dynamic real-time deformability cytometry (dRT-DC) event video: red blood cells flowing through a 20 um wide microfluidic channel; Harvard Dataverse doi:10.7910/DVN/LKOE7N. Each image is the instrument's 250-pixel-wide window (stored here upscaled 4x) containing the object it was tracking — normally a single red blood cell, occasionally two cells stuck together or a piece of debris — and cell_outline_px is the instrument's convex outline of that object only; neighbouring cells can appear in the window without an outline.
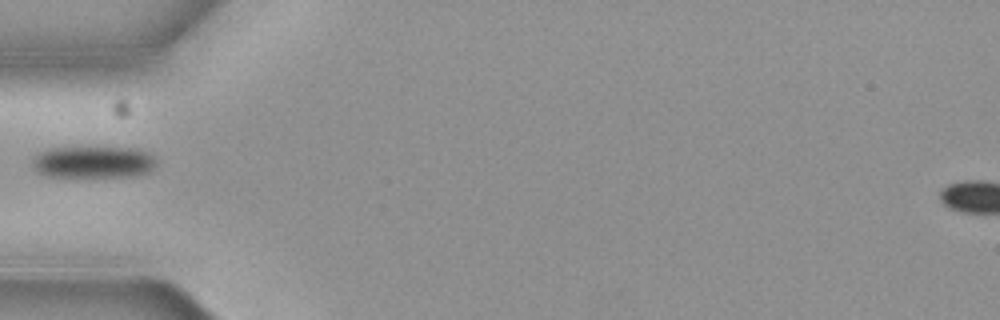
{"species": "common noctule bat (a hibernating species)", "species_latin": "Nyctalus noctula", "temperature_condition": "cold", "stored_images_in_passage": 6, "camera_frame_rate_fps": 3000, "um_per_image_px": 0.085, "animal": {"sex": "female", "body_mass_g": 19.3, "forearm_length_mm": 54.1}, "frame": {"image": 1, "passage_image": 6, "time_ms": 1.667, "image_size_px": [1000, 320], "cell_outline_px": [[156, 164], [148, 172], [132, 176], [44, 176], [36, 172], [36, 156], [40, 152], [48, 148], [136, 148], [148, 152], [156, 160]], "centroid_in_image_um": [7.98, 13.77], "position_along_channel_um": 77.0, "area_um2": 22.54}}